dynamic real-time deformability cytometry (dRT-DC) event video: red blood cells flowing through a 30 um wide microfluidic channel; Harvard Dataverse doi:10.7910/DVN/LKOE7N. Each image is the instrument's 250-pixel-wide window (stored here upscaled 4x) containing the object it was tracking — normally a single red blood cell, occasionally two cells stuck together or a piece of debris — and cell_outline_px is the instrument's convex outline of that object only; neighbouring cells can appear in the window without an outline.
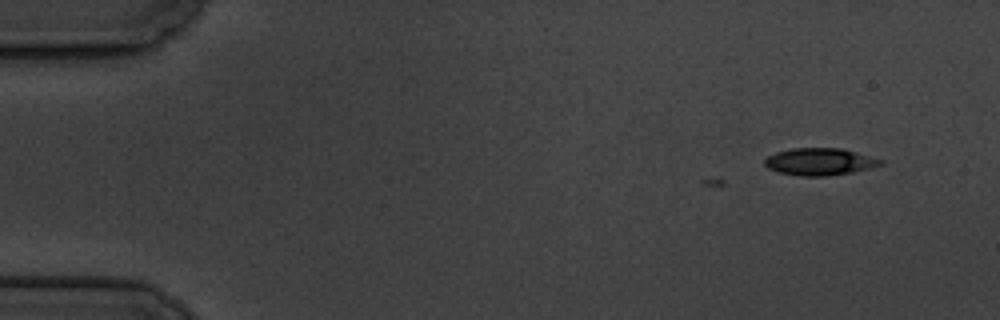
{"species": "common noctule bat (a hibernating species)", "species_latin": "Nyctalus noctula", "temperature_condition": "cold", "stored_images_in_passage": 5, "camera_frame_rate_fps": 3000, "um_per_image_px": 0.085, "animal": {"sex": "male", "body_mass_g": 19.5, "forearm_length_mm": 54.6}, "frame": {"image": 1, "passage_image": 1, "time_ms": 0.0, "image_size_px": [1000, 320], "cell_outline_px": [[884, 164], [852, 172], [828, 176], [800, 176], [780, 172], [768, 168], [764, 164], [764, 160], [768, 156], [776, 152], [792, 148], [840, 148], [884, 160]], "centroid_in_image_um": [69.66, 13.74], "position_along_channel_um": 15.3, "area_um2": 18.21}}